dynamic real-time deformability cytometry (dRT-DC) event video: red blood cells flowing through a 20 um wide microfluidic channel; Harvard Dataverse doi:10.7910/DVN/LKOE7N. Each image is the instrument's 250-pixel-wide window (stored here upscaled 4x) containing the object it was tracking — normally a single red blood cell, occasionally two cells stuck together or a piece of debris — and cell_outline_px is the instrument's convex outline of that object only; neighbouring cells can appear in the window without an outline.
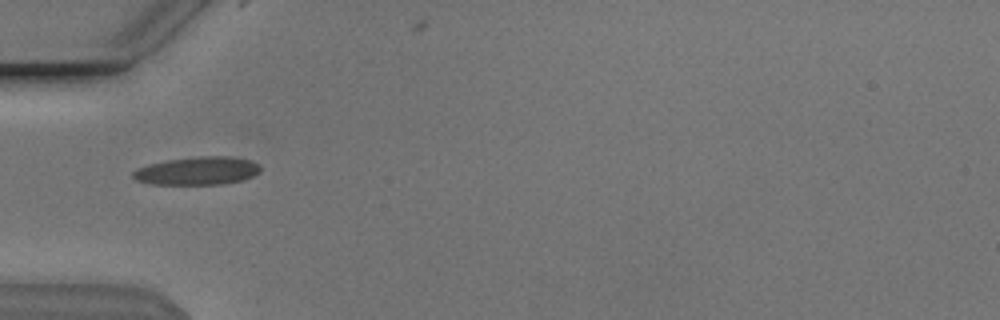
{"species": "Egyptian fruit bat (a non-hibernating species)", "species_latin": "Rousettus aegyptiacus", "temperature_condition": "cold", "stored_images_in_passage": 37, "camera_frame_rate_fps": 3000, "um_per_image_px": 0.085, "animal": {"sex": "male"}, "frame": {"image": 1, "passage_image": 1, "time_ms": 0.0, "image_size_px": [1000, 320], "cell_outline_px": [[260, 172], [252, 176], [240, 180], [220, 184], [152, 184], [136, 180], [132, 176], [132, 172], [136, 168], [148, 164], [168, 160], [200, 156], [228, 156], [248, 160], [256, 164], [260, 168]], "centroid_in_image_um": [16.72, 14.52], "position_along_channel_um": 68.3, "area_um2": 20.58}}
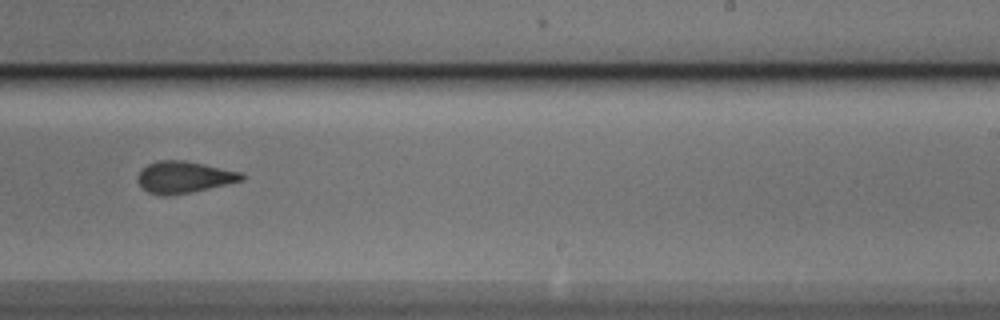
{"frame": {"image": 2, "passage_image": 17, "time_ms": 5.333, "image_size_px": [1000, 320], "cell_outline_px": [[244, 180], [192, 192], [164, 196], [160, 196], [148, 192], [136, 180], [136, 176], [148, 164], [156, 160], [184, 160], [244, 172]], "centroid_in_image_um": [15.65, 15.05], "position_along_channel_um": 273.4, "area_um2": 19.31}}
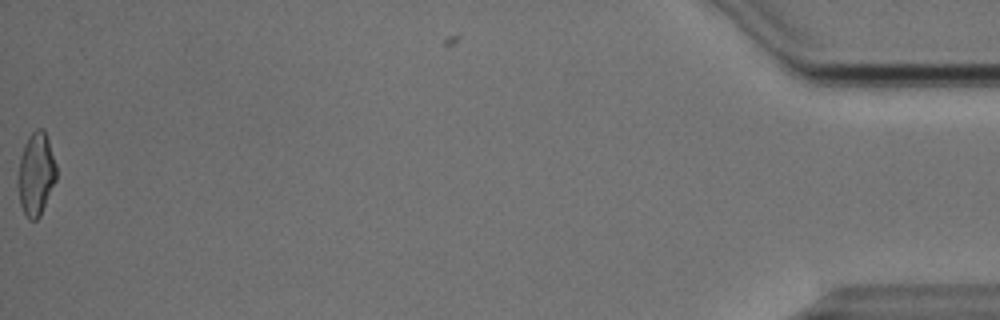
{"frame": {"image": 3, "passage_image": 37, "time_ms": 12.0, "image_size_px": [1000, 320], "cell_outline_px": [[56, 180], [40, 216], [36, 220], [28, 220], [20, 204], [20, 156], [24, 144], [28, 136], [36, 128], [44, 128], [56, 164]], "centroid_in_image_um": [3.09, 14.77], "position_along_channel_um": 432.1, "area_um2": 18.09}, "authors_computed_cell_mechanics": {"area_um2": 19.2474, "velocity_mm_per_s": 3.8571, "shape_relaxation_time_tau1_ms": 5.9176, "shape_relaxation_time_tau2_ms": 1.7455, "deformation_change_tau1": 0.1699, "deformation_change_tau2": 0.085}}